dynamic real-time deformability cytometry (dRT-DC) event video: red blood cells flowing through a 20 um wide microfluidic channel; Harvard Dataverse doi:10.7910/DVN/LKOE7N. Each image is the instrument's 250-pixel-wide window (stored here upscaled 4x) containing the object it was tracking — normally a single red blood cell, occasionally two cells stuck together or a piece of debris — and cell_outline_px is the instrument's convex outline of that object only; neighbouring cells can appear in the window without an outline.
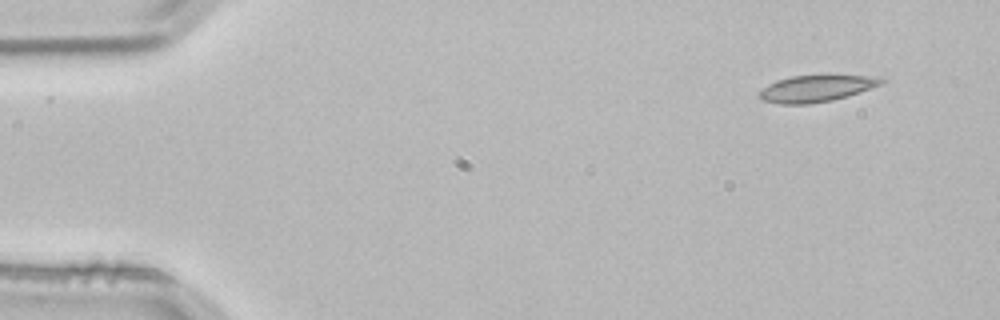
{"species": "common noctule bat (a hibernating species)", "species_latin": "Nyctalus noctula", "temperature_condition": "room temperature", "stored_images_in_passage": 3, "camera_frame_rate_fps": 3000, "um_per_image_px": 0.085, "animal": {"sex": "male", "body_mass_g": 21.5, "forearm_length_mm": 52.0}, "frame": {"image": 1, "passage_image": 1, "time_ms": 0.0, "image_size_px": [1000, 320], "cell_outline_px": [[884, 84], [848, 96], [832, 100], [808, 104], [780, 104], [764, 100], [760, 96], [760, 92], [768, 84], [776, 80], [792, 76], [880, 76], [884, 80]], "centroid_in_image_um": [69.43, 7.52], "position_along_channel_um": 15.6, "area_um2": 18.67}}
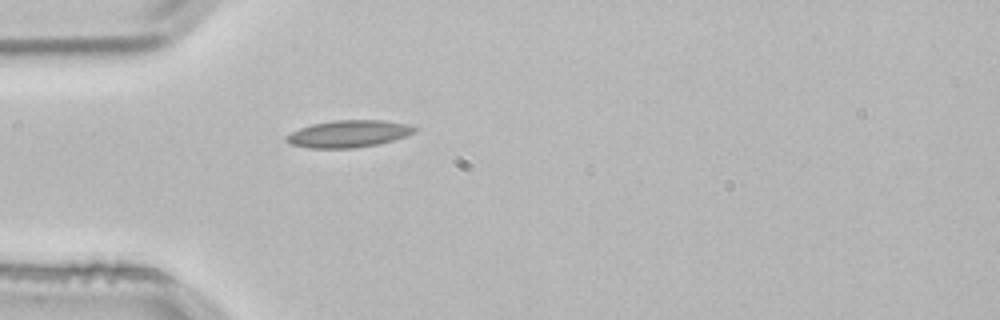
{"frame": {"image": 2, "passage_image": 3, "time_ms": 0.667, "image_size_px": [1000, 320], "cell_outline_px": [[416, 132], [392, 140], [376, 144], [352, 148], [308, 148], [292, 144], [284, 140], [284, 136], [300, 128], [312, 124], [332, 120], [384, 120], [408, 124], [416, 128]], "centroid_in_image_um": [29.59, 11.36], "position_along_channel_um": 55.4, "area_um2": 20.11}}